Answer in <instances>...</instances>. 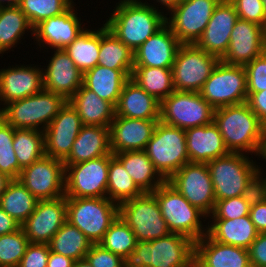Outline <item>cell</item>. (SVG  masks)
Here are the masks:
<instances>
[{"mask_svg":"<svg viewBox=\"0 0 266 267\" xmlns=\"http://www.w3.org/2000/svg\"><path fill=\"white\" fill-rule=\"evenodd\" d=\"M52 51V56L46 60L47 66H42L43 89L59 94L68 101L82 86L83 74L64 49Z\"/></svg>","mask_w":266,"mask_h":267,"instance_id":"7402d4cb","label":"cell"},{"mask_svg":"<svg viewBox=\"0 0 266 267\" xmlns=\"http://www.w3.org/2000/svg\"><path fill=\"white\" fill-rule=\"evenodd\" d=\"M85 259L92 267H124V259L100 244H92Z\"/></svg>","mask_w":266,"mask_h":267,"instance_id":"f907efd6","label":"cell"},{"mask_svg":"<svg viewBox=\"0 0 266 267\" xmlns=\"http://www.w3.org/2000/svg\"><path fill=\"white\" fill-rule=\"evenodd\" d=\"M132 71L96 65L83 73L82 85L116 107L123 86L131 78Z\"/></svg>","mask_w":266,"mask_h":267,"instance_id":"f546056e","label":"cell"},{"mask_svg":"<svg viewBox=\"0 0 266 267\" xmlns=\"http://www.w3.org/2000/svg\"><path fill=\"white\" fill-rule=\"evenodd\" d=\"M195 242L189 237L170 233L152 241H138L124 258L128 267H194Z\"/></svg>","mask_w":266,"mask_h":267,"instance_id":"3957f363","label":"cell"},{"mask_svg":"<svg viewBox=\"0 0 266 267\" xmlns=\"http://www.w3.org/2000/svg\"><path fill=\"white\" fill-rule=\"evenodd\" d=\"M158 122L115 116L110 125L111 153L145 150Z\"/></svg>","mask_w":266,"mask_h":267,"instance_id":"cb8c5ba5","label":"cell"},{"mask_svg":"<svg viewBox=\"0 0 266 267\" xmlns=\"http://www.w3.org/2000/svg\"><path fill=\"white\" fill-rule=\"evenodd\" d=\"M250 206L242 196L217 200L210 219H234L249 215Z\"/></svg>","mask_w":266,"mask_h":267,"instance_id":"bcb514c9","label":"cell"},{"mask_svg":"<svg viewBox=\"0 0 266 267\" xmlns=\"http://www.w3.org/2000/svg\"><path fill=\"white\" fill-rule=\"evenodd\" d=\"M238 19L234 5L229 0H221L196 45L221 59L228 50L231 31Z\"/></svg>","mask_w":266,"mask_h":267,"instance_id":"603a6c76","label":"cell"},{"mask_svg":"<svg viewBox=\"0 0 266 267\" xmlns=\"http://www.w3.org/2000/svg\"><path fill=\"white\" fill-rule=\"evenodd\" d=\"M13 148L21 169L45 155L44 131L15 128Z\"/></svg>","mask_w":266,"mask_h":267,"instance_id":"60d3db41","label":"cell"},{"mask_svg":"<svg viewBox=\"0 0 266 267\" xmlns=\"http://www.w3.org/2000/svg\"><path fill=\"white\" fill-rule=\"evenodd\" d=\"M31 35H29V34ZM29 35L33 39V27L19 6L0 7V56L14 51ZM23 39V40H21ZM12 49V50H11ZM8 51V52H7ZM10 51V52H9Z\"/></svg>","mask_w":266,"mask_h":267,"instance_id":"836d02e7","label":"cell"},{"mask_svg":"<svg viewBox=\"0 0 266 267\" xmlns=\"http://www.w3.org/2000/svg\"><path fill=\"white\" fill-rule=\"evenodd\" d=\"M115 116L131 119L160 120V102L147 94L136 82L129 78L123 86Z\"/></svg>","mask_w":266,"mask_h":267,"instance_id":"83f0119b","label":"cell"},{"mask_svg":"<svg viewBox=\"0 0 266 267\" xmlns=\"http://www.w3.org/2000/svg\"><path fill=\"white\" fill-rule=\"evenodd\" d=\"M191 205L209 217L215 206V192L207 163H187L168 180Z\"/></svg>","mask_w":266,"mask_h":267,"instance_id":"2e32d148","label":"cell"},{"mask_svg":"<svg viewBox=\"0 0 266 267\" xmlns=\"http://www.w3.org/2000/svg\"><path fill=\"white\" fill-rule=\"evenodd\" d=\"M249 216L258 233H266V200L251 206Z\"/></svg>","mask_w":266,"mask_h":267,"instance_id":"11a10c76","label":"cell"},{"mask_svg":"<svg viewBox=\"0 0 266 267\" xmlns=\"http://www.w3.org/2000/svg\"><path fill=\"white\" fill-rule=\"evenodd\" d=\"M110 154V128L83 125L63 163L74 165Z\"/></svg>","mask_w":266,"mask_h":267,"instance_id":"f1b7e54d","label":"cell"},{"mask_svg":"<svg viewBox=\"0 0 266 267\" xmlns=\"http://www.w3.org/2000/svg\"><path fill=\"white\" fill-rule=\"evenodd\" d=\"M66 102L63 96L42 89L2 106L0 117L13 128L44 131Z\"/></svg>","mask_w":266,"mask_h":267,"instance_id":"5b68a950","label":"cell"},{"mask_svg":"<svg viewBox=\"0 0 266 267\" xmlns=\"http://www.w3.org/2000/svg\"><path fill=\"white\" fill-rule=\"evenodd\" d=\"M247 103L250 109L257 115L260 121L266 124V90L259 92H247Z\"/></svg>","mask_w":266,"mask_h":267,"instance_id":"db71d44e","label":"cell"},{"mask_svg":"<svg viewBox=\"0 0 266 267\" xmlns=\"http://www.w3.org/2000/svg\"><path fill=\"white\" fill-rule=\"evenodd\" d=\"M73 267H92L89 262L84 258L81 260L75 261Z\"/></svg>","mask_w":266,"mask_h":267,"instance_id":"be15d7a7","label":"cell"},{"mask_svg":"<svg viewBox=\"0 0 266 267\" xmlns=\"http://www.w3.org/2000/svg\"><path fill=\"white\" fill-rule=\"evenodd\" d=\"M18 179L37 200L65 196V165L50 156L44 155L23 168Z\"/></svg>","mask_w":266,"mask_h":267,"instance_id":"9a60e30c","label":"cell"},{"mask_svg":"<svg viewBox=\"0 0 266 267\" xmlns=\"http://www.w3.org/2000/svg\"><path fill=\"white\" fill-rule=\"evenodd\" d=\"M239 19L256 23L266 29V11L262 0H229Z\"/></svg>","mask_w":266,"mask_h":267,"instance_id":"7dc6e473","label":"cell"},{"mask_svg":"<svg viewBox=\"0 0 266 267\" xmlns=\"http://www.w3.org/2000/svg\"><path fill=\"white\" fill-rule=\"evenodd\" d=\"M199 93L214 109L247 102L245 67L220 60Z\"/></svg>","mask_w":266,"mask_h":267,"instance_id":"8fae6325","label":"cell"},{"mask_svg":"<svg viewBox=\"0 0 266 267\" xmlns=\"http://www.w3.org/2000/svg\"><path fill=\"white\" fill-rule=\"evenodd\" d=\"M73 0H21L20 9L34 28L41 21L66 12Z\"/></svg>","mask_w":266,"mask_h":267,"instance_id":"7bdbcfd3","label":"cell"},{"mask_svg":"<svg viewBox=\"0 0 266 267\" xmlns=\"http://www.w3.org/2000/svg\"><path fill=\"white\" fill-rule=\"evenodd\" d=\"M68 102L77 110L83 125L110 128L115 117V107L95 92L82 85Z\"/></svg>","mask_w":266,"mask_h":267,"instance_id":"1f68e13d","label":"cell"},{"mask_svg":"<svg viewBox=\"0 0 266 267\" xmlns=\"http://www.w3.org/2000/svg\"><path fill=\"white\" fill-rule=\"evenodd\" d=\"M152 193L156 196L161 214L171 233L185 235L194 242L207 234L208 223L205 222L209 218L191 205L168 181H165Z\"/></svg>","mask_w":266,"mask_h":267,"instance_id":"277c9868","label":"cell"},{"mask_svg":"<svg viewBox=\"0 0 266 267\" xmlns=\"http://www.w3.org/2000/svg\"><path fill=\"white\" fill-rule=\"evenodd\" d=\"M131 79L159 102L175 90L171 68L133 67Z\"/></svg>","mask_w":266,"mask_h":267,"instance_id":"f35d334b","label":"cell"},{"mask_svg":"<svg viewBox=\"0 0 266 267\" xmlns=\"http://www.w3.org/2000/svg\"><path fill=\"white\" fill-rule=\"evenodd\" d=\"M76 6L75 2L66 12L41 21L33 28L34 43L39 46L40 53L43 47L46 50L64 49L86 29Z\"/></svg>","mask_w":266,"mask_h":267,"instance_id":"e0dca14e","label":"cell"},{"mask_svg":"<svg viewBox=\"0 0 266 267\" xmlns=\"http://www.w3.org/2000/svg\"><path fill=\"white\" fill-rule=\"evenodd\" d=\"M21 0H0V7L19 6Z\"/></svg>","mask_w":266,"mask_h":267,"instance_id":"6125c7cd","label":"cell"},{"mask_svg":"<svg viewBox=\"0 0 266 267\" xmlns=\"http://www.w3.org/2000/svg\"><path fill=\"white\" fill-rule=\"evenodd\" d=\"M122 163L111 153L109 155V170L107 182V198L116 204L142 195Z\"/></svg>","mask_w":266,"mask_h":267,"instance_id":"ab89813d","label":"cell"},{"mask_svg":"<svg viewBox=\"0 0 266 267\" xmlns=\"http://www.w3.org/2000/svg\"><path fill=\"white\" fill-rule=\"evenodd\" d=\"M214 111L199 92L174 90L160 102L159 121L186 130L211 124Z\"/></svg>","mask_w":266,"mask_h":267,"instance_id":"9c48e42d","label":"cell"},{"mask_svg":"<svg viewBox=\"0 0 266 267\" xmlns=\"http://www.w3.org/2000/svg\"><path fill=\"white\" fill-rule=\"evenodd\" d=\"M136 243L132 229L118 215L98 244L124 259L134 250Z\"/></svg>","mask_w":266,"mask_h":267,"instance_id":"b9f144b4","label":"cell"},{"mask_svg":"<svg viewBox=\"0 0 266 267\" xmlns=\"http://www.w3.org/2000/svg\"><path fill=\"white\" fill-rule=\"evenodd\" d=\"M119 215L132 229L137 242L152 241L171 233L153 193H143L121 203Z\"/></svg>","mask_w":266,"mask_h":267,"instance_id":"30bf717a","label":"cell"},{"mask_svg":"<svg viewBox=\"0 0 266 267\" xmlns=\"http://www.w3.org/2000/svg\"><path fill=\"white\" fill-rule=\"evenodd\" d=\"M13 179L8 175L0 172V197L3 192L7 189L8 185Z\"/></svg>","mask_w":266,"mask_h":267,"instance_id":"94428289","label":"cell"},{"mask_svg":"<svg viewBox=\"0 0 266 267\" xmlns=\"http://www.w3.org/2000/svg\"><path fill=\"white\" fill-rule=\"evenodd\" d=\"M140 2H143L145 4H148L150 6H152L154 9L164 13L165 16H168V14L176 8V6L182 1V0H139ZM147 1L149 2H152V3H148ZM157 3V4H156ZM159 4V5H158ZM158 6H161V7H158ZM160 8V9H159ZM164 10V11H163Z\"/></svg>","mask_w":266,"mask_h":267,"instance_id":"6f0895ef","label":"cell"},{"mask_svg":"<svg viewBox=\"0 0 266 267\" xmlns=\"http://www.w3.org/2000/svg\"><path fill=\"white\" fill-rule=\"evenodd\" d=\"M257 163L258 171L247 182L246 187L242 192V198L251 207L266 200V173L264 165Z\"/></svg>","mask_w":266,"mask_h":267,"instance_id":"c3c4849f","label":"cell"},{"mask_svg":"<svg viewBox=\"0 0 266 267\" xmlns=\"http://www.w3.org/2000/svg\"><path fill=\"white\" fill-rule=\"evenodd\" d=\"M113 155L122 163L143 193H152L165 182L144 150L126 151Z\"/></svg>","mask_w":266,"mask_h":267,"instance_id":"d6a6232c","label":"cell"},{"mask_svg":"<svg viewBox=\"0 0 266 267\" xmlns=\"http://www.w3.org/2000/svg\"><path fill=\"white\" fill-rule=\"evenodd\" d=\"M14 131L15 128L0 117V172L18 179L22 169L13 148Z\"/></svg>","mask_w":266,"mask_h":267,"instance_id":"ee69618b","label":"cell"},{"mask_svg":"<svg viewBox=\"0 0 266 267\" xmlns=\"http://www.w3.org/2000/svg\"><path fill=\"white\" fill-rule=\"evenodd\" d=\"M247 92L266 90V51L245 66Z\"/></svg>","mask_w":266,"mask_h":267,"instance_id":"681fc988","label":"cell"},{"mask_svg":"<svg viewBox=\"0 0 266 267\" xmlns=\"http://www.w3.org/2000/svg\"><path fill=\"white\" fill-rule=\"evenodd\" d=\"M37 202L19 179H13L0 197V207L20 225L34 212Z\"/></svg>","mask_w":266,"mask_h":267,"instance_id":"8d00e7d4","label":"cell"},{"mask_svg":"<svg viewBox=\"0 0 266 267\" xmlns=\"http://www.w3.org/2000/svg\"><path fill=\"white\" fill-rule=\"evenodd\" d=\"M29 240L21 227L10 234L0 236V267H18Z\"/></svg>","mask_w":266,"mask_h":267,"instance_id":"f6af8a7d","label":"cell"},{"mask_svg":"<svg viewBox=\"0 0 266 267\" xmlns=\"http://www.w3.org/2000/svg\"><path fill=\"white\" fill-rule=\"evenodd\" d=\"M119 215V205L102 198L67 197V221L98 244Z\"/></svg>","mask_w":266,"mask_h":267,"instance_id":"8992f818","label":"cell"},{"mask_svg":"<svg viewBox=\"0 0 266 267\" xmlns=\"http://www.w3.org/2000/svg\"><path fill=\"white\" fill-rule=\"evenodd\" d=\"M256 157L258 158L257 160L262 159L261 162L264 160L263 162L266 163V133H264V136L262 137L260 148Z\"/></svg>","mask_w":266,"mask_h":267,"instance_id":"91938a15","label":"cell"},{"mask_svg":"<svg viewBox=\"0 0 266 267\" xmlns=\"http://www.w3.org/2000/svg\"><path fill=\"white\" fill-rule=\"evenodd\" d=\"M20 224L0 207V236L17 231Z\"/></svg>","mask_w":266,"mask_h":267,"instance_id":"9f6ffc18","label":"cell"},{"mask_svg":"<svg viewBox=\"0 0 266 267\" xmlns=\"http://www.w3.org/2000/svg\"><path fill=\"white\" fill-rule=\"evenodd\" d=\"M105 26L133 52L166 24L164 13L139 0H119Z\"/></svg>","mask_w":266,"mask_h":267,"instance_id":"6da1fadb","label":"cell"},{"mask_svg":"<svg viewBox=\"0 0 266 267\" xmlns=\"http://www.w3.org/2000/svg\"><path fill=\"white\" fill-rule=\"evenodd\" d=\"M263 2V5H264V8H265V11H266V0H262Z\"/></svg>","mask_w":266,"mask_h":267,"instance_id":"e7e4bbea","label":"cell"},{"mask_svg":"<svg viewBox=\"0 0 266 267\" xmlns=\"http://www.w3.org/2000/svg\"><path fill=\"white\" fill-rule=\"evenodd\" d=\"M213 122L229 152L254 155L256 158L264 136V124L247 102L215 109Z\"/></svg>","mask_w":266,"mask_h":267,"instance_id":"7a4b0ae2","label":"cell"},{"mask_svg":"<svg viewBox=\"0 0 266 267\" xmlns=\"http://www.w3.org/2000/svg\"><path fill=\"white\" fill-rule=\"evenodd\" d=\"M75 260L50 251L47 267H73Z\"/></svg>","mask_w":266,"mask_h":267,"instance_id":"680465c9","label":"cell"},{"mask_svg":"<svg viewBox=\"0 0 266 267\" xmlns=\"http://www.w3.org/2000/svg\"><path fill=\"white\" fill-rule=\"evenodd\" d=\"M194 267H251L248 250L221 244L208 234L195 242Z\"/></svg>","mask_w":266,"mask_h":267,"instance_id":"484cf974","label":"cell"},{"mask_svg":"<svg viewBox=\"0 0 266 267\" xmlns=\"http://www.w3.org/2000/svg\"><path fill=\"white\" fill-rule=\"evenodd\" d=\"M185 135L190 163H208L230 153L214 122L186 129Z\"/></svg>","mask_w":266,"mask_h":267,"instance_id":"4316f807","label":"cell"},{"mask_svg":"<svg viewBox=\"0 0 266 267\" xmlns=\"http://www.w3.org/2000/svg\"><path fill=\"white\" fill-rule=\"evenodd\" d=\"M221 0H182L166 16V24L181 44H196Z\"/></svg>","mask_w":266,"mask_h":267,"instance_id":"5bb4252c","label":"cell"},{"mask_svg":"<svg viewBox=\"0 0 266 267\" xmlns=\"http://www.w3.org/2000/svg\"><path fill=\"white\" fill-rule=\"evenodd\" d=\"M264 133H266V124L264 125Z\"/></svg>","mask_w":266,"mask_h":267,"instance_id":"03108f58","label":"cell"},{"mask_svg":"<svg viewBox=\"0 0 266 267\" xmlns=\"http://www.w3.org/2000/svg\"><path fill=\"white\" fill-rule=\"evenodd\" d=\"M207 234L215 241L248 249L259 234L249 215L234 219H208Z\"/></svg>","mask_w":266,"mask_h":267,"instance_id":"4dcf8cb0","label":"cell"},{"mask_svg":"<svg viewBox=\"0 0 266 267\" xmlns=\"http://www.w3.org/2000/svg\"><path fill=\"white\" fill-rule=\"evenodd\" d=\"M109 155L65 165V197H107Z\"/></svg>","mask_w":266,"mask_h":267,"instance_id":"4fadbf2b","label":"cell"},{"mask_svg":"<svg viewBox=\"0 0 266 267\" xmlns=\"http://www.w3.org/2000/svg\"><path fill=\"white\" fill-rule=\"evenodd\" d=\"M48 245L50 251L77 261L85 258L92 242L77 227L66 221Z\"/></svg>","mask_w":266,"mask_h":267,"instance_id":"74e56055","label":"cell"},{"mask_svg":"<svg viewBox=\"0 0 266 267\" xmlns=\"http://www.w3.org/2000/svg\"><path fill=\"white\" fill-rule=\"evenodd\" d=\"M247 250L251 267H266V233H259Z\"/></svg>","mask_w":266,"mask_h":267,"instance_id":"f5cc1de1","label":"cell"},{"mask_svg":"<svg viewBox=\"0 0 266 267\" xmlns=\"http://www.w3.org/2000/svg\"><path fill=\"white\" fill-rule=\"evenodd\" d=\"M101 25L98 65L114 70H133L134 52L121 42L104 22Z\"/></svg>","mask_w":266,"mask_h":267,"instance_id":"e575fe53","label":"cell"},{"mask_svg":"<svg viewBox=\"0 0 266 267\" xmlns=\"http://www.w3.org/2000/svg\"><path fill=\"white\" fill-rule=\"evenodd\" d=\"M82 126L77 110L67 101L44 130L45 155L64 161Z\"/></svg>","mask_w":266,"mask_h":267,"instance_id":"d6986e66","label":"cell"},{"mask_svg":"<svg viewBox=\"0 0 266 267\" xmlns=\"http://www.w3.org/2000/svg\"><path fill=\"white\" fill-rule=\"evenodd\" d=\"M67 221V197L38 200L34 212L20 225L30 243H46Z\"/></svg>","mask_w":266,"mask_h":267,"instance_id":"ac0fdd59","label":"cell"},{"mask_svg":"<svg viewBox=\"0 0 266 267\" xmlns=\"http://www.w3.org/2000/svg\"><path fill=\"white\" fill-rule=\"evenodd\" d=\"M98 26L95 29H90L89 26L88 29L86 26V29L64 48L82 74L98 65L101 25Z\"/></svg>","mask_w":266,"mask_h":267,"instance_id":"d590c367","label":"cell"},{"mask_svg":"<svg viewBox=\"0 0 266 267\" xmlns=\"http://www.w3.org/2000/svg\"><path fill=\"white\" fill-rule=\"evenodd\" d=\"M144 151L165 181L184 164L190 163L185 130L161 121L156 125Z\"/></svg>","mask_w":266,"mask_h":267,"instance_id":"52a82bcc","label":"cell"},{"mask_svg":"<svg viewBox=\"0 0 266 267\" xmlns=\"http://www.w3.org/2000/svg\"><path fill=\"white\" fill-rule=\"evenodd\" d=\"M219 61L196 44H181L171 68L174 89L200 92Z\"/></svg>","mask_w":266,"mask_h":267,"instance_id":"7c38bea8","label":"cell"},{"mask_svg":"<svg viewBox=\"0 0 266 267\" xmlns=\"http://www.w3.org/2000/svg\"><path fill=\"white\" fill-rule=\"evenodd\" d=\"M50 247L46 243H29L18 267H47Z\"/></svg>","mask_w":266,"mask_h":267,"instance_id":"816d5d0a","label":"cell"},{"mask_svg":"<svg viewBox=\"0 0 266 267\" xmlns=\"http://www.w3.org/2000/svg\"><path fill=\"white\" fill-rule=\"evenodd\" d=\"M180 45L165 24L134 51V67L172 68Z\"/></svg>","mask_w":266,"mask_h":267,"instance_id":"d4e9b609","label":"cell"},{"mask_svg":"<svg viewBox=\"0 0 266 267\" xmlns=\"http://www.w3.org/2000/svg\"><path fill=\"white\" fill-rule=\"evenodd\" d=\"M253 157L230 152L207 163L216 201L242 196L247 182L258 171Z\"/></svg>","mask_w":266,"mask_h":267,"instance_id":"ba28073f","label":"cell"},{"mask_svg":"<svg viewBox=\"0 0 266 267\" xmlns=\"http://www.w3.org/2000/svg\"><path fill=\"white\" fill-rule=\"evenodd\" d=\"M266 51V29L238 19L231 31L230 44L220 59L230 65L245 66Z\"/></svg>","mask_w":266,"mask_h":267,"instance_id":"ffe728a7","label":"cell"},{"mask_svg":"<svg viewBox=\"0 0 266 267\" xmlns=\"http://www.w3.org/2000/svg\"><path fill=\"white\" fill-rule=\"evenodd\" d=\"M40 66V67H39ZM42 65L12 64L0 69V109L11 101L24 99L43 89Z\"/></svg>","mask_w":266,"mask_h":267,"instance_id":"44dd1931","label":"cell"}]
</instances>
